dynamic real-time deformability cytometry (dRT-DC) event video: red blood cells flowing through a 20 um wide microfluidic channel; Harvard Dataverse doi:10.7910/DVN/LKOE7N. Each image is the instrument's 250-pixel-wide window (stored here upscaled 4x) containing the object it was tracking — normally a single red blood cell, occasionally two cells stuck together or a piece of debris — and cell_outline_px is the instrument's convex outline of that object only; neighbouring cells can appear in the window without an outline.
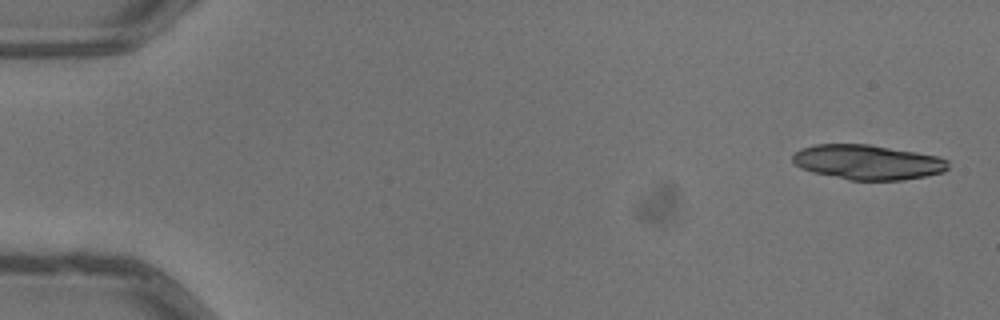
{"species": "common noctule bat (a hibernating species)", "species_latin": "Nyctalus noctula", "temperature_condition": "warm", "stored_images_in_passage": 5, "camera_frame_rate_fps": 3000, "um_per_image_px": 0.085, "animal": {"sex": "male", "body_mass_g": 13.3}, "frame": {"image": 1, "passage_image": 1, "time_ms": 0.0, "image_size_px": [1000, 320], "cell_outline_px": [[948, 168], [944, 172], [904, 180], [848, 180], [812, 172], [800, 168], [792, 160], [792, 156], [800, 148], [816, 144], [868, 144], [940, 156], [948, 160]], "centroid_in_image_um": [73.75, 13.78], "position_along_channel_um": 11.2, "area_um2": 31.67}}